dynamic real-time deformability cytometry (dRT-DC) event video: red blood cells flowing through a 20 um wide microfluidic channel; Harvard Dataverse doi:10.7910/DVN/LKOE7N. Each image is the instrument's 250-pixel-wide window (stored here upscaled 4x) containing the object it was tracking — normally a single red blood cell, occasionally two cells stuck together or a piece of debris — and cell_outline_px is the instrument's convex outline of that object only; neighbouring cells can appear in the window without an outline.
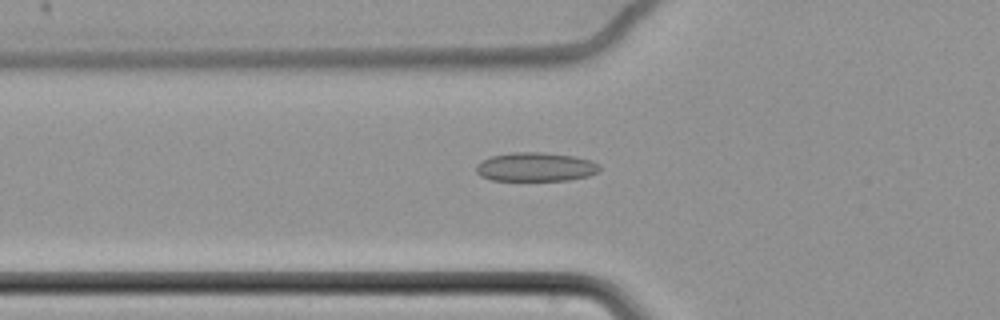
{"species": "common noctule bat (a hibernating species)", "species_latin": "Nyctalus noctula", "temperature_condition": "cold", "stored_images_in_passage": 63, "camera_frame_rate_fps": 3000, "um_per_image_px": 0.085, "animal": {"sex": "female", "body_mass_g": 22.7, "forearm_length_mm": 54.2}, "frame": {"image": 1, "passage_image": 25, "time_ms": 8.0, "image_size_px": [1000, 320], "cell_outline_px": [[600, 172], [588, 176], [568, 180], [492, 180], [480, 176], [476, 172], [476, 164], [492, 156], [512, 152], [544, 152], [576, 156], [592, 160], [600, 164]], "centroid_in_image_um": [45.57, 14.18], "position_along_channel_um": 80.2, "area_um2": 20.98}}
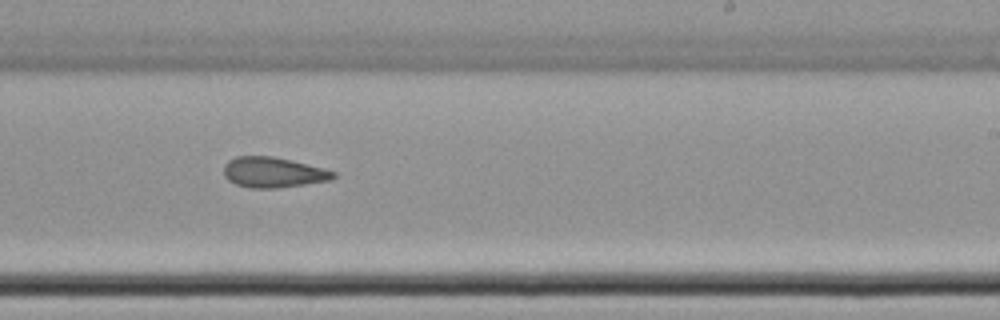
{"frame": {"image": 2, "passage_image": 41, "time_ms": 13.333, "image_size_px": [1000, 320], "cell_outline_px": [[336, 176], [332, 180], [276, 188], [248, 188], [236, 184], [228, 180], [224, 176], [224, 164], [228, 160], [236, 156], [272, 156], [324, 168], [336, 172]], "centroid_in_image_um": [23.2, 14.65], "position_along_channel_um": 265.8, "area_um2": 19.42}}
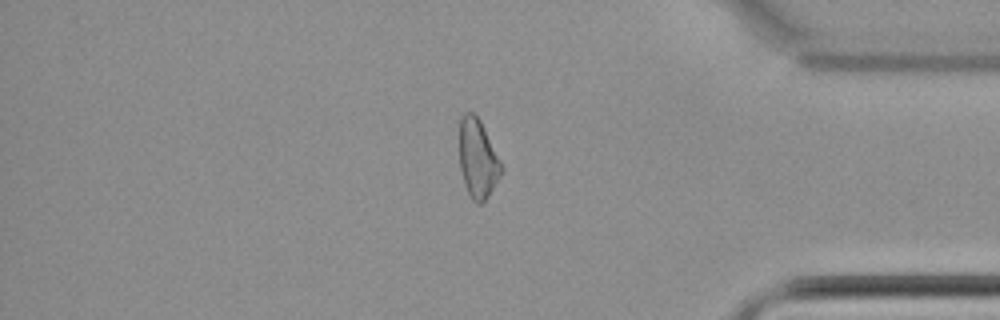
{"frame": {"image": 3, "passage_image": 54, "time_ms": 17.667, "image_size_px": [1000, 320], "cell_outline_px": [[504, 172], [488, 196], [480, 204], [476, 204], [472, 200], [464, 184], [460, 168], [460, 116], [464, 112], [472, 112], [480, 120], [504, 168]], "centroid_in_image_um": [40.62, 13.5], "position_along_channel_um": 394.6, "area_um2": 19.31}, "authors_computed_cell_mechanics": {"area_um2": 20.8658, "velocity_mm_per_s": 3.4825, "shape_relaxation_time_tau1_ms": null, "shape_relaxation_time_tau2_ms": 5.7579, "deformation_change_tau1": null, "deformation_change_tau2": 0.1157}}